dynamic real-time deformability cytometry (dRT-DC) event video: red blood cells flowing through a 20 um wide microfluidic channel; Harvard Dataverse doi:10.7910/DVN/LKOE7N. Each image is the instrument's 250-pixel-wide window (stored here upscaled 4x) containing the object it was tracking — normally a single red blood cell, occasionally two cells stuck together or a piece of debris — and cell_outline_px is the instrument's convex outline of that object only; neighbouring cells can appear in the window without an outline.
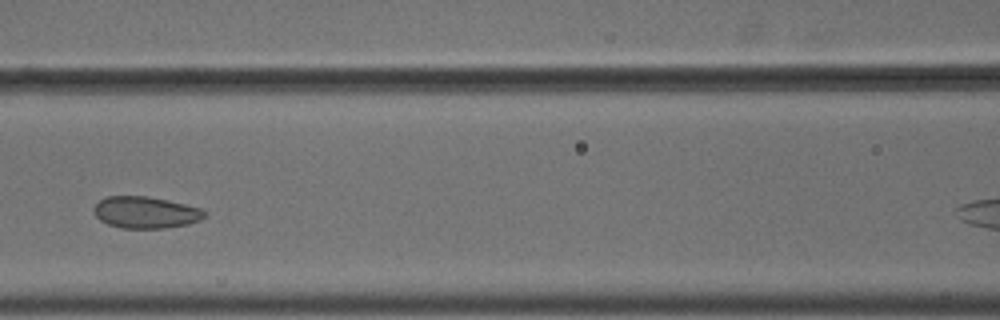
{"species": "common noctule bat (a hibernating species)", "species_latin": "Nyctalus noctula", "temperature_condition": "cold", "stored_images_in_passage": 7, "camera_frame_rate_fps": 3000, "um_per_image_px": 0.085, "animal": {"sex": "male", "body_mass_g": 18.8}, "frame": {"image": 1, "passage_image": 4, "time_ms": 1.0, "image_size_px": [1000, 320], "cell_outline_px": [[208, 216], [200, 220], [188, 224], [164, 228], [120, 228], [108, 224], [100, 220], [96, 216], [92, 208], [100, 200], [108, 196], [148, 196], [168, 200], [200, 208], [208, 212]], "centroid_in_image_um": [12.4, 18.05], "position_along_channel_um": 154.2, "area_um2": 20.58}}
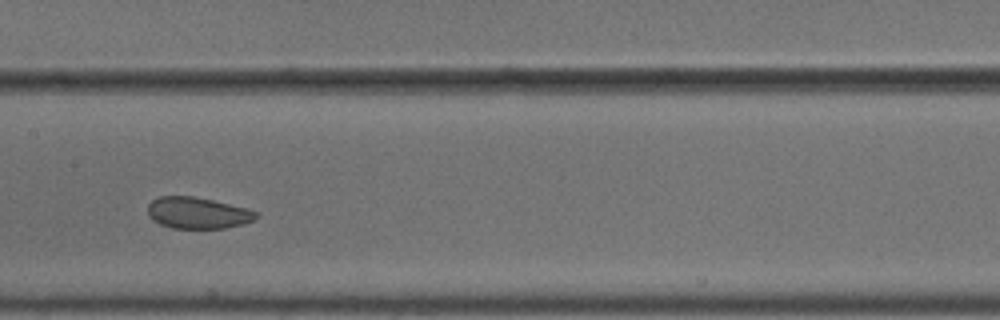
{"frame": {"image": 2, "passage_image": 5, "time_ms": 1.333, "image_size_px": [1000, 320], "cell_outline_px": [[256, 216], [252, 220], [244, 224], [224, 228], [172, 228], [160, 224], [152, 220], [148, 216], [148, 204], [152, 200], [160, 196], [196, 196], [244, 208], [256, 212]], "centroid_in_image_um": [16.73, 18.1], "position_along_channel_um": 190.7, "area_um2": 19.65}}
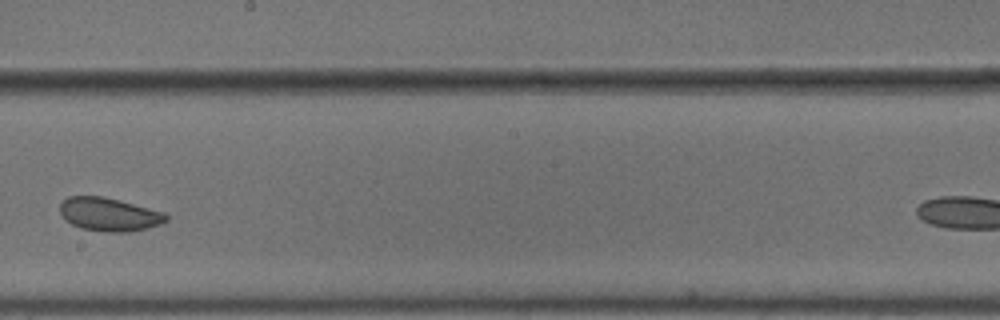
{"frame": {"image": 3, "passage_image": 6, "time_ms": 1.667, "image_size_px": [1000, 320], "cell_outline_px": [[168, 220], [160, 224], [148, 228], [132, 232], [104, 232], [80, 228], [64, 220], [60, 212], [60, 204], [68, 196], [104, 196], [164, 212], [168, 216]], "centroid_in_image_um": [9.27, 18.23], "position_along_channel_um": 238.9, "area_um2": 20.81}}